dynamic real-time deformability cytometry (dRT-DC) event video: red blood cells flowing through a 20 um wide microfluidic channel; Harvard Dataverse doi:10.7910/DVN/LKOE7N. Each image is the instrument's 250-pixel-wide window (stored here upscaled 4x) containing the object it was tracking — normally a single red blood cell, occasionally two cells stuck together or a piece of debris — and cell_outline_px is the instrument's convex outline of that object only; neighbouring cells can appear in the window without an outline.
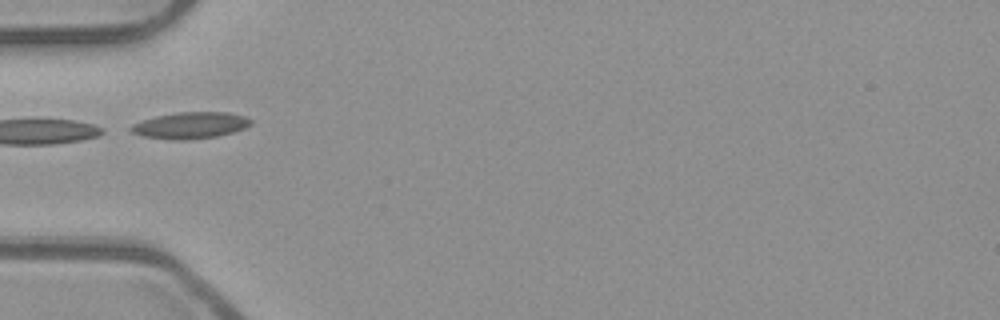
{"species": "common noctule bat (a hibernating species)", "species_latin": "Nyctalus noctula", "temperature_condition": "room temperature", "stored_images_in_passage": 8, "camera_frame_rate_fps": 3000, "um_per_image_px": 0.085, "animal": {"sex": "male", "body_mass_g": 23.1, "forearm_length_mm": 52.7}, "frame": {"image": 1, "passage_image": 1, "time_ms": 0.0, "image_size_px": [1000, 320], "cell_outline_px": [[252, 124], [244, 128], [232, 132], [216, 136], [184, 140], [180, 140], [144, 136], [132, 132], [128, 128], [132, 124], [156, 116], [176, 112], [228, 112], [244, 116], [252, 120]], "centroid_in_image_um": [16.19, 10.64], "position_along_channel_um": 68.8, "area_um2": 18.26}}